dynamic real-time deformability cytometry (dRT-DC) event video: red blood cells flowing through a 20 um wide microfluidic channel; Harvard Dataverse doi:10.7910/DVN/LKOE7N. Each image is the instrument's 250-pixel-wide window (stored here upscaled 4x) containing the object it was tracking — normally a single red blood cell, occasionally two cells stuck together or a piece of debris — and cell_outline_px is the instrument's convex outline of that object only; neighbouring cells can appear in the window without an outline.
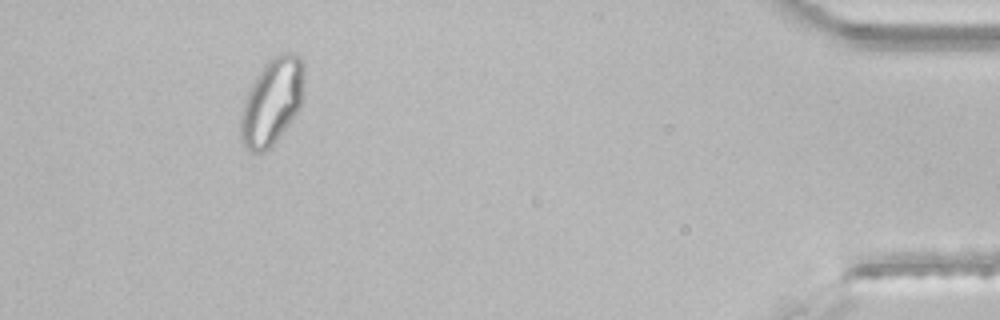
{"species": "common noctule bat (a hibernating species)", "species_latin": "Nyctalus noctula", "temperature_condition": "room temperature", "stored_images_in_passage": 33, "segment_of_instrument_passage": [2, 2], "camera_frame_rate_fps": 3000, "um_per_image_px": 0.085, "animal": {"sex": "male", "body_mass_g": 21.5, "forearm_length_mm": 52.0}, "frame": {"image": 1, "passage_image": 30, "time_ms": 9.667, "image_size_px": [1000, 320], "cell_outline_px": [[304, 96], [300, 108], [276, 140], [264, 152], [252, 152], [244, 148], [240, 140], [240, 112], [244, 100], [256, 76], [268, 60], [280, 52], [288, 52], [300, 56], [304, 64]], "centroid_in_image_um": [23.12, 8.62], "position_along_channel_um": 412.1, "area_um2": 32.25}}